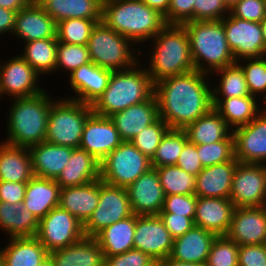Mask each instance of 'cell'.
<instances>
[{"instance_id":"obj_1","label":"cell","mask_w":266,"mask_h":266,"mask_svg":"<svg viewBox=\"0 0 266 266\" xmlns=\"http://www.w3.org/2000/svg\"><path fill=\"white\" fill-rule=\"evenodd\" d=\"M209 76L194 70L154 83L159 117L170 129H184L213 108Z\"/></svg>"},{"instance_id":"obj_2","label":"cell","mask_w":266,"mask_h":266,"mask_svg":"<svg viewBox=\"0 0 266 266\" xmlns=\"http://www.w3.org/2000/svg\"><path fill=\"white\" fill-rule=\"evenodd\" d=\"M102 22L135 46L149 42L167 25L159 11L141 0H103Z\"/></svg>"},{"instance_id":"obj_3","label":"cell","mask_w":266,"mask_h":266,"mask_svg":"<svg viewBox=\"0 0 266 266\" xmlns=\"http://www.w3.org/2000/svg\"><path fill=\"white\" fill-rule=\"evenodd\" d=\"M150 41H153L152 51L148 52L149 65L145 69L153 83L195 70L188 33L183 25L167 24Z\"/></svg>"},{"instance_id":"obj_4","label":"cell","mask_w":266,"mask_h":266,"mask_svg":"<svg viewBox=\"0 0 266 266\" xmlns=\"http://www.w3.org/2000/svg\"><path fill=\"white\" fill-rule=\"evenodd\" d=\"M49 91L22 98H14L7 118V135L3 142L29 148L45 141L48 114L54 99Z\"/></svg>"},{"instance_id":"obj_5","label":"cell","mask_w":266,"mask_h":266,"mask_svg":"<svg viewBox=\"0 0 266 266\" xmlns=\"http://www.w3.org/2000/svg\"><path fill=\"white\" fill-rule=\"evenodd\" d=\"M140 62L126 70L112 71L107 88L91 105L94 114L110 117L154 95V83Z\"/></svg>"},{"instance_id":"obj_6","label":"cell","mask_w":266,"mask_h":266,"mask_svg":"<svg viewBox=\"0 0 266 266\" xmlns=\"http://www.w3.org/2000/svg\"><path fill=\"white\" fill-rule=\"evenodd\" d=\"M182 25L188 33L195 70L210 75L236 62L222 20L187 21Z\"/></svg>"},{"instance_id":"obj_7","label":"cell","mask_w":266,"mask_h":266,"mask_svg":"<svg viewBox=\"0 0 266 266\" xmlns=\"http://www.w3.org/2000/svg\"><path fill=\"white\" fill-rule=\"evenodd\" d=\"M87 47L94 64L112 71L133 67L142 58L139 54L144 52L134 48L136 46L129 39L108 28L103 22L93 28Z\"/></svg>"},{"instance_id":"obj_8","label":"cell","mask_w":266,"mask_h":266,"mask_svg":"<svg viewBox=\"0 0 266 266\" xmlns=\"http://www.w3.org/2000/svg\"><path fill=\"white\" fill-rule=\"evenodd\" d=\"M92 106L77 100L54 98L48 114L45 141L54 145L79 148Z\"/></svg>"},{"instance_id":"obj_9","label":"cell","mask_w":266,"mask_h":266,"mask_svg":"<svg viewBox=\"0 0 266 266\" xmlns=\"http://www.w3.org/2000/svg\"><path fill=\"white\" fill-rule=\"evenodd\" d=\"M151 168V159L130 141H123L100 162V179L108 184L127 188Z\"/></svg>"},{"instance_id":"obj_10","label":"cell","mask_w":266,"mask_h":266,"mask_svg":"<svg viewBox=\"0 0 266 266\" xmlns=\"http://www.w3.org/2000/svg\"><path fill=\"white\" fill-rule=\"evenodd\" d=\"M132 214L126 188L108 184L100 179L99 203L83 225L84 236L94 237L102 229Z\"/></svg>"},{"instance_id":"obj_11","label":"cell","mask_w":266,"mask_h":266,"mask_svg":"<svg viewBox=\"0 0 266 266\" xmlns=\"http://www.w3.org/2000/svg\"><path fill=\"white\" fill-rule=\"evenodd\" d=\"M35 237L48 252L65 248L84 237L83 225L60 206L39 221Z\"/></svg>"},{"instance_id":"obj_12","label":"cell","mask_w":266,"mask_h":266,"mask_svg":"<svg viewBox=\"0 0 266 266\" xmlns=\"http://www.w3.org/2000/svg\"><path fill=\"white\" fill-rule=\"evenodd\" d=\"M226 40L235 61L266 56L260 23L234 17L231 13L223 19Z\"/></svg>"},{"instance_id":"obj_13","label":"cell","mask_w":266,"mask_h":266,"mask_svg":"<svg viewBox=\"0 0 266 266\" xmlns=\"http://www.w3.org/2000/svg\"><path fill=\"white\" fill-rule=\"evenodd\" d=\"M229 199L234 207L266 206V173L262 164L237 163Z\"/></svg>"},{"instance_id":"obj_14","label":"cell","mask_w":266,"mask_h":266,"mask_svg":"<svg viewBox=\"0 0 266 266\" xmlns=\"http://www.w3.org/2000/svg\"><path fill=\"white\" fill-rule=\"evenodd\" d=\"M40 74L20 55L0 62V98L30 97L44 91L38 87Z\"/></svg>"},{"instance_id":"obj_15","label":"cell","mask_w":266,"mask_h":266,"mask_svg":"<svg viewBox=\"0 0 266 266\" xmlns=\"http://www.w3.org/2000/svg\"><path fill=\"white\" fill-rule=\"evenodd\" d=\"M232 135L238 162L262 164L266 160V109L247 125L232 130Z\"/></svg>"},{"instance_id":"obj_16","label":"cell","mask_w":266,"mask_h":266,"mask_svg":"<svg viewBox=\"0 0 266 266\" xmlns=\"http://www.w3.org/2000/svg\"><path fill=\"white\" fill-rule=\"evenodd\" d=\"M123 140L110 117L92 113L85 122L79 148L101 162Z\"/></svg>"},{"instance_id":"obj_17","label":"cell","mask_w":266,"mask_h":266,"mask_svg":"<svg viewBox=\"0 0 266 266\" xmlns=\"http://www.w3.org/2000/svg\"><path fill=\"white\" fill-rule=\"evenodd\" d=\"M133 239L134 249L161 260L170 256L174 243L159 216H137Z\"/></svg>"},{"instance_id":"obj_18","label":"cell","mask_w":266,"mask_h":266,"mask_svg":"<svg viewBox=\"0 0 266 266\" xmlns=\"http://www.w3.org/2000/svg\"><path fill=\"white\" fill-rule=\"evenodd\" d=\"M132 213L137 216H158L165 194L155 168L142 174L126 188Z\"/></svg>"},{"instance_id":"obj_19","label":"cell","mask_w":266,"mask_h":266,"mask_svg":"<svg viewBox=\"0 0 266 266\" xmlns=\"http://www.w3.org/2000/svg\"><path fill=\"white\" fill-rule=\"evenodd\" d=\"M226 236L238 245L266 244V206L235 207Z\"/></svg>"},{"instance_id":"obj_20","label":"cell","mask_w":266,"mask_h":266,"mask_svg":"<svg viewBox=\"0 0 266 266\" xmlns=\"http://www.w3.org/2000/svg\"><path fill=\"white\" fill-rule=\"evenodd\" d=\"M24 43L57 38V23L45 12L39 3L30 2L16 12L15 27L12 35Z\"/></svg>"},{"instance_id":"obj_21","label":"cell","mask_w":266,"mask_h":266,"mask_svg":"<svg viewBox=\"0 0 266 266\" xmlns=\"http://www.w3.org/2000/svg\"><path fill=\"white\" fill-rule=\"evenodd\" d=\"M111 73L112 70L99 67L92 61L80 66L68 78L76 97L69 95L66 98L92 105L107 88Z\"/></svg>"},{"instance_id":"obj_22","label":"cell","mask_w":266,"mask_h":266,"mask_svg":"<svg viewBox=\"0 0 266 266\" xmlns=\"http://www.w3.org/2000/svg\"><path fill=\"white\" fill-rule=\"evenodd\" d=\"M234 208L227 198L197 197L194 224L216 236H226Z\"/></svg>"},{"instance_id":"obj_23","label":"cell","mask_w":266,"mask_h":266,"mask_svg":"<svg viewBox=\"0 0 266 266\" xmlns=\"http://www.w3.org/2000/svg\"><path fill=\"white\" fill-rule=\"evenodd\" d=\"M123 141H130L159 118L155 95L110 116Z\"/></svg>"},{"instance_id":"obj_24","label":"cell","mask_w":266,"mask_h":266,"mask_svg":"<svg viewBox=\"0 0 266 266\" xmlns=\"http://www.w3.org/2000/svg\"><path fill=\"white\" fill-rule=\"evenodd\" d=\"M238 161L234 158L221 164L204 167L196 176V197L230 198Z\"/></svg>"},{"instance_id":"obj_25","label":"cell","mask_w":266,"mask_h":266,"mask_svg":"<svg viewBox=\"0 0 266 266\" xmlns=\"http://www.w3.org/2000/svg\"><path fill=\"white\" fill-rule=\"evenodd\" d=\"M100 198V178L81 186L62 188L59 206L84 225L96 209Z\"/></svg>"},{"instance_id":"obj_26","label":"cell","mask_w":266,"mask_h":266,"mask_svg":"<svg viewBox=\"0 0 266 266\" xmlns=\"http://www.w3.org/2000/svg\"><path fill=\"white\" fill-rule=\"evenodd\" d=\"M28 149L34 176L56 180L68 163L74 148L44 141Z\"/></svg>"},{"instance_id":"obj_27","label":"cell","mask_w":266,"mask_h":266,"mask_svg":"<svg viewBox=\"0 0 266 266\" xmlns=\"http://www.w3.org/2000/svg\"><path fill=\"white\" fill-rule=\"evenodd\" d=\"M60 191L61 187L56 180L33 176L26 185L24 208L40 221L53 208L59 206Z\"/></svg>"},{"instance_id":"obj_28","label":"cell","mask_w":266,"mask_h":266,"mask_svg":"<svg viewBox=\"0 0 266 266\" xmlns=\"http://www.w3.org/2000/svg\"><path fill=\"white\" fill-rule=\"evenodd\" d=\"M215 238L216 235L212 232L194 226L174 239L169 257L183 262L205 264Z\"/></svg>"},{"instance_id":"obj_29","label":"cell","mask_w":266,"mask_h":266,"mask_svg":"<svg viewBox=\"0 0 266 266\" xmlns=\"http://www.w3.org/2000/svg\"><path fill=\"white\" fill-rule=\"evenodd\" d=\"M55 266H104V252L94 237L49 252Z\"/></svg>"},{"instance_id":"obj_30","label":"cell","mask_w":266,"mask_h":266,"mask_svg":"<svg viewBox=\"0 0 266 266\" xmlns=\"http://www.w3.org/2000/svg\"><path fill=\"white\" fill-rule=\"evenodd\" d=\"M100 178V162L86 150L74 148L61 174L56 179L62 188L81 186Z\"/></svg>"},{"instance_id":"obj_31","label":"cell","mask_w":266,"mask_h":266,"mask_svg":"<svg viewBox=\"0 0 266 266\" xmlns=\"http://www.w3.org/2000/svg\"><path fill=\"white\" fill-rule=\"evenodd\" d=\"M34 176L28 148L0 142V181L27 183Z\"/></svg>"},{"instance_id":"obj_32","label":"cell","mask_w":266,"mask_h":266,"mask_svg":"<svg viewBox=\"0 0 266 266\" xmlns=\"http://www.w3.org/2000/svg\"><path fill=\"white\" fill-rule=\"evenodd\" d=\"M212 102L213 108L225 120L231 130L247 125L266 108L263 106L264 104L259 105V98L251 95L212 99Z\"/></svg>"},{"instance_id":"obj_33","label":"cell","mask_w":266,"mask_h":266,"mask_svg":"<svg viewBox=\"0 0 266 266\" xmlns=\"http://www.w3.org/2000/svg\"><path fill=\"white\" fill-rule=\"evenodd\" d=\"M103 0H41L39 4L56 22L80 18L102 22Z\"/></svg>"},{"instance_id":"obj_34","label":"cell","mask_w":266,"mask_h":266,"mask_svg":"<svg viewBox=\"0 0 266 266\" xmlns=\"http://www.w3.org/2000/svg\"><path fill=\"white\" fill-rule=\"evenodd\" d=\"M7 243L0 249L5 266H38L49 255L35 236L8 238Z\"/></svg>"},{"instance_id":"obj_35","label":"cell","mask_w":266,"mask_h":266,"mask_svg":"<svg viewBox=\"0 0 266 266\" xmlns=\"http://www.w3.org/2000/svg\"><path fill=\"white\" fill-rule=\"evenodd\" d=\"M137 215L122 219L102 229L94 238L102 248L104 257L122 254L134 248Z\"/></svg>"},{"instance_id":"obj_36","label":"cell","mask_w":266,"mask_h":266,"mask_svg":"<svg viewBox=\"0 0 266 266\" xmlns=\"http://www.w3.org/2000/svg\"><path fill=\"white\" fill-rule=\"evenodd\" d=\"M38 224L39 221L32 212L24 208L23 202L9 204L0 201V229L9 238L35 236Z\"/></svg>"},{"instance_id":"obj_37","label":"cell","mask_w":266,"mask_h":266,"mask_svg":"<svg viewBox=\"0 0 266 266\" xmlns=\"http://www.w3.org/2000/svg\"><path fill=\"white\" fill-rule=\"evenodd\" d=\"M183 130L188 141L195 145L226 140L232 134V130L214 108L188 124Z\"/></svg>"},{"instance_id":"obj_38","label":"cell","mask_w":266,"mask_h":266,"mask_svg":"<svg viewBox=\"0 0 266 266\" xmlns=\"http://www.w3.org/2000/svg\"><path fill=\"white\" fill-rule=\"evenodd\" d=\"M23 54L20 56L40 75L54 73L57 56V38H47L24 43Z\"/></svg>"},{"instance_id":"obj_39","label":"cell","mask_w":266,"mask_h":266,"mask_svg":"<svg viewBox=\"0 0 266 266\" xmlns=\"http://www.w3.org/2000/svg\"><path fill=\"white\" fill-rule=\"evenodd\" d=\"M216 72V73H215ZM214 74V75H212ZM219 76V86L212 85V99L243 97L250 95L242 67L235 62L210 74Z\"/></svg>"},{"instance_id":"obj_40","label":"cell","mask_w":266,"mask_h":266,"mask_svg":"<svg viewBox=\"0 0 266 266\" xmlns=\"http://www.w3.org/2000/svg\"><path fill=\"white\" fill-rule=\"evenodd\" d=\"M165 196L195 195L196 176L176 165L156 167Z\"/></svg>"},{"instance_id":"obj_41","label":"cell","mask_w":266,"mask_h":266,"mask_svg":"<svg viewBox=\"0 0 266 266\" xmlns=\"http://www.w3.org/2000/svg\"><path fill=\"white\" fill-rule=\"evenodd\" d=\"M187 141L188 138L183 129H169L151 159L152 168L176 165Z\"/></svg>"},{"instance_id":"obj_42","label":"cell","mask_w":266,"mask_h":266,"mask_svg":"<svg viewBox=\"0 0 266 266\" xmlns=\"http://www.w3.org/2000/svg\"><path fill=\"white\" fill-rule=\"evenodd\" d=\"M98 20L72 18L57 23V40L67 44L87 45Z\"/></svg>"},{"instance_id":"obj_43","label":"cell","mask_w":266,"mask_h":266,"mask_svg":"<svg viewBox=\"0 0 266 266\" xmlns=\"http://www.w3.org/2000/svg\"><path fill=\"white\" fill-rule=\"evenodd\" d=\"M244 62H242V61ZM237 61L242 67L247 87L251 96L259 98L263 96L264 106L266 107V56L260 58H245Z\"/></svg>"},{"instance_id":"obj_44","label":"cell","mask_w":266,"mask_h":266,"mask_svg":"<svg viewBox=\"0 0 266 266\" xmlns=\"http://www.w3.org/2000/svg\"><path fill=\"white\" fill-rule=\"evenodd\" d=\"M170 129L168 124L162 119L158 118L151 125L143 128L130 142L145 156L152 159L161 139Z\"/></svg>"},{"instance_id":"obj_45","label":"cell","mask_w":266,"mask_h":266,"mask_svg":"<svg viewBox=\"0 0 266 266\" xmlns=\"http://www.w3.org/2000/svg\"><path fill=\"white\" fill-rule=\"evenodd\" d=\"M90 62L87 45L67 44L58 41L55 71L60 69L70 74L75 69Z\"/></svg>"},{"instance_id":"obj_46","label":"cell","mask_w":266,"mask_h":266,"mask_svg":"<svg viewBox=\"0 0 266 266\" xmlns=\"http://www.w3.org/2000/svg\"><path fill=\"white\" fill-rule=\"evenodd\" d=\"M197 152L203 167L231 161L235 158L233 135L219 142L197 145Z\"/></svg>"},{"instance_id":"obj_47","label":"cell","mask_w":266,"mask_h":266,"mask_svg":"<svg viewBox=\"0 0 266 266\" xmlns=\"http://www.w3.org/2000/svg\"><path fill=\"white\" fill-rule=\"evenodd\" d=\"M239 245L227 236H216L206 266H238Z\"/></svg>"},{"instance_id":"obj_48","label":"cell","mask_w":266,"mask_h":266,"mask_svg":"<svg viewBox=\"0 0 266 266\" xmlns=\"http://www.w3.org/2000/svg\"><path fill=\"white\" fill-rule=\"evenodd\" d=\"M229 13L223 0H196L193 21L222 20Z\"/></svg>"},{"instance_id":"obj_49","label":"cell","mask_w":266,"mask_h":266,"mask_svg":"<svg viewBox=\"0 0 266 266\" xmlns=\"http://www.w3.org/2000/svg\"><path fill=\"white\" fill-rule=\"evenodd\" d=\"M197 197L195 195H169L165 196L163 208L160 213H173L184 217L194 218Z\"/></svg>"},{"instance_id":"obj_50","label":"cell","mask_w":266,"mask_h":266,"mask_svg":"<svg viewBox=\"0 0 266 266\" xmlns=\"http://www.w3.org/2000/svg\"><path fill=\"white\" fill-rule=\"evenodd\" d=\"M230 13L239 19L260 23L266 17V0H240Z\"/></svg>"},{"instance_id":"obj_51","label":"cell","mask_w":266,"mask_h":266,"mask_svg":"<svg viewBox=\"0 0 266 266\" xmlns=\"http://www.w3.org/2000/svg\"><path fill=\"white\" fill-rule=\"evenodd\" d=\"M196 0H170L167 12L163 15L166 24L182 25L193 21V7Z\"/></svg>"},{"instance_id":"obj_52","label":"cell","mask_w":266,"mask_h":266,"mask_svg":"<svg viewBox=\"0 0 266 266\" xmlns=\"http://www.w3.org/2000/svg\"><path fill=\"white\" fill-rule=\"evenodd\" d=\"M238 266H266V244L239 245Z\"/></svg>"},{"instance_id":"obj_53","label":"cell","mask_w":266,"mask_h":266,"mask_svg":"<svg viewBox=\"0 0 266 266\" xmlns=\"http://www.w3.org/2000/svg\"><path fill=\"white\" fill-rule=\"evenodd\" d=\"M151 260L149 255L133 248L122 254L105 257L104 266H144Z\"/></svg>"},{"instance_id":"obj_54","label":"cell","mask_w":266,"mask_h":266,"mask_svg":"<svg viewBox=\"0 0 266 266\" xmlns=\"http://www.w3.org/2000/svg\"><path fill=\"white\" fill-rule=\"evenodd\" d=\"M176 166H179L191 175L197 176L204 168L198 157L197 145L187 141L177 160Z\"/></svg>"},{"instance_id":"obj_55","label":"cell","mask_w":266,"mask_h":266,"mask_svg":"<svg viewBox=\"0 0 266 266\" xmlns=\"http://www.w3.org/2000/svg\"><path fill=\"white\" fill-rule=\"evenodd\" d=\"M158 216L174 239L184 235L195 226L194 218L184 217L183 215L159 213Z\"/></svg>"},{"instance_id":"obj_56","label":"cell","mask_w":266,"mask_h":266,"mask_svg":"<svg viewBox=\"0 0 266 266\" xmlns=\"http://www.w3.org/2000/svg\"><path fill=\"white\" fill-rule=\"evenodd\" d=\"M27 183L0 181V201L16 204L23 202Z\"/></svg>"},{"instance_id":"obj_57","label":"cell","mask_w":266,"mask_h":266,"mask_svg":"<svg viewBox=\"0 0 266 266\" xmlns=\"http://www.w3.org/2000/svg\"><path fill=\"white\" fill-rule=\"evenodd\" d=\"M15 16V11L0 7V35H12L15 27Z\"/></svg>"},{"instance_id":"obj_58","label":"cell","mask_w":266,"mask_h":266,"mask_svg":"<svg viewBox=\"0 0 266 266\" xmlns=\"http://www.w3.org/2000/svg\"><path fill=\"white\" fill-rule=\"evenodd\" d=\"M30 3V0H0V7L18 12Z\"/></svg>"},{"instance_id":"obj_59","label":"cell","mask_w":266,"mask_h":266,"mask_svg":"<svg viewBox=\"0 0 266 266\" xmlns=\"http://www.w3.org/2000/svg\"><path fill=\"white\" fill-rule=\"evenodd\" d=\"M150 8L156 9L162 15H164L169 7L170 0H141Z\"/></svg>"},{"instance_id":"obj_60","label":"cell","mask_w":266,"mask_h":266,"mask_svg":"<svg viewBox=\"0 0 266 266\" xmlns=\"http://www.w3.org/2000/svg\"><path fill=\"white\" fill-rule=\"evenodd\" d=\"M163 266H206L205 264L183 262L170 257L163 260Z\"/></svg>"},{"instance_id":"obj_61","label":"cell","mask_w":266,"mask_h":266,"mask_svg":"<svg viewBox=\"0 0 266 266\" xmlns=\"http://www.w3.org/2000/svg\"><path fill=\"white\" fill-rule=\"evenodd\" d=\"M38 266H55L53 260L51 259L50 255H48Z\"/></svg>"},{"instance_id":"obj_62","label":"cell","mask_w":266,"mask_h":266,"mask_svg":"<svg viewBox=\"0 0 266 266\" xmlns=\"http://www.w3.org/2000/svg\"><path fill=\"white\" fill-rule=\"evenodd\" d=\"M144 266H163V260L161 259H152Z\"/></svg>"},{"instance_id":"obj_63","label":"cell","mask_w":266,"mask_h":266,"mask_svg":"<svg viewBox=\"0 0 266 266\" xmlns=\"http://www.w3.org/2000/svg\"><path fill=\"white\" fill-rule=\"evenodd\" d=\"M261 28H262V33H263V38H264V44L266 48V17L260 22Z\"/></svg>"},{"instance_id":"obj_64","label":"cell","mask_w":266,"mask_h":266,"mask_svg":"<svg viewBox=\"0 0 266 266\" xmlns=\"http://www.w3.org/2000/svg\"><path fill=\"white\" fill-rule=\"evenodd\" d=\"M224 4L230 10L233 6H235L240 0H223Z\"/></svg>"},{"instance_id":"obj_65","label":"cell","mask_w":266,"mask_h":266,"mask_svg":"<svg viewBox=\"0 0 266 266\" xmlns=\"http://www.w3.org/2000/svg\"><path fill=\"white\" fill-rule=\"evenodd\" d=\"M0 266H5V263H4L3 259L1 258V256H0Z\"/></svg>"},{"instance_id":"obj_66","label":"cell","mask_w":266,"mask_h":266,"mask_svg":"<svg viewBox=\"0 0 266 266\" xmlns=\"http://www.w3.org/2000/svg\"><path fill=\"white\" fill-rule=\"evenodd\" d=\"M262 166H263L265 173H266V160L262 163Z\"/></svg>"},{"instance_id":"obj_67","label":"cell","mask_w":266,"mask_h":266,"mask_svg":"<svg viewBox=\"0 0 266 266\" xmlns=\"http://www.w3.org/2000/svg\"><path fill=\"white\" fill-rule=\"evenodd\" d=\"M41 0H30V2H33V3H39Z\"/></svg>"}]
</instances>
